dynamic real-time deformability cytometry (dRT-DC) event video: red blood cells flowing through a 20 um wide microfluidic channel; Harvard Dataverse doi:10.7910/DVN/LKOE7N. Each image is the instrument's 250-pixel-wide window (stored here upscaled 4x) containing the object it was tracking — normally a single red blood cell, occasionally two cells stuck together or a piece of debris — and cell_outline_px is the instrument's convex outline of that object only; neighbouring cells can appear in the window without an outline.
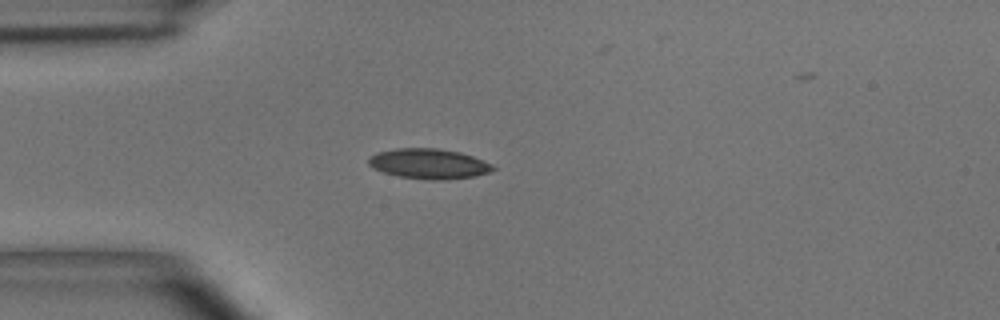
{"species": "common noctule bat (a hibernating species)", "species_latin": "Nyctalus noctula", "temperature_condition": "room temperature", "stored_images_in_passage": 2, "camera_frame_rate_fps": 3000, "um_per_image_px": 0.085, "animal": {"sex": "male", "body_mass_g": 15.6}, "frame": {"image": 1, "passage_image": 1, "time_ms": 0.0, "image_size_px": [1000, 320], "cell_outline_px": [[496, 168], [488, 172], [476, 176], [444, 180], [428, 180], [400, 176], [384, 172], [372, 168], [368, 164], [368, 156], [376, 152], [396, 148], [436, 148], [460, 152], [472, 156], [492, 164]], "centroid_in_image_um": [36.42, 13.91], "position_along_channel_um": 48.6, "area_um2": 21.91}}